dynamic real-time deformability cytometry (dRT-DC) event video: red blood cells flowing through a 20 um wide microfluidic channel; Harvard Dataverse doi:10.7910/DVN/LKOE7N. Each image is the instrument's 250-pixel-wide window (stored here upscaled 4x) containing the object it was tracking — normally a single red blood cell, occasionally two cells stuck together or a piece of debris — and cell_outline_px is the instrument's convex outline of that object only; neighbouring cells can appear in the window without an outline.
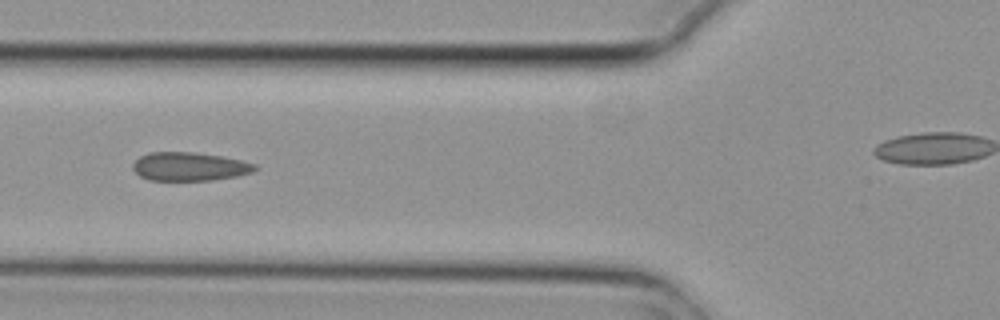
{"species": "common noctule bat (a hibernating species)", "species_latin": "Nyctalus noctula", "temperature_condition": "cold", "stored_images_in_passage": 7, "camera_frame_rate_fps": 3000, "um_per_image_px": 0.085, "animal": {"sex": "female", "body_mass_g": 29.2, "forearm_length_mm": 56.3}, "frame": {"image": 1, "passage_image": 5, "time_ms": 1.333, "image_size_px": [1000, 320], "cell_outline_px": [[256, 168], [252, 172], [236, 176], [212, 180], [148, 180], [140, 176], [132, 168], [132, 164], [140, 156], [148, 152], [192, 152], [220, 156], [240, 160], [256, 164]], "centroid_in_image_um": [16.07, 14.15], "position_along_channel_um": 109.7, "area_um2": 20.17}}
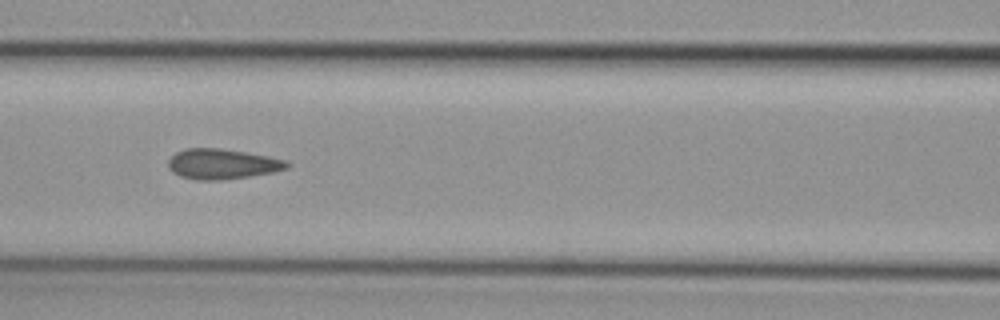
{"frame": {"image": 2, "passage_image": 6, "time_ms": 1.667, "image_size_px": [1000, 320], "cell_outline_px": [[292, 164], [288, 168], [272, 172], [248, 176], [220, 180], [196, 180], [180, 176], [172, 172], [168, 168], [168, 160], [176, 152], [184, 148], [220, 148], [268, 156], [288, 160]], "centroid_in_image_um": [18.88, 13.93], "position_along_channel_um": 147.7, "area_um2": 20.98}}
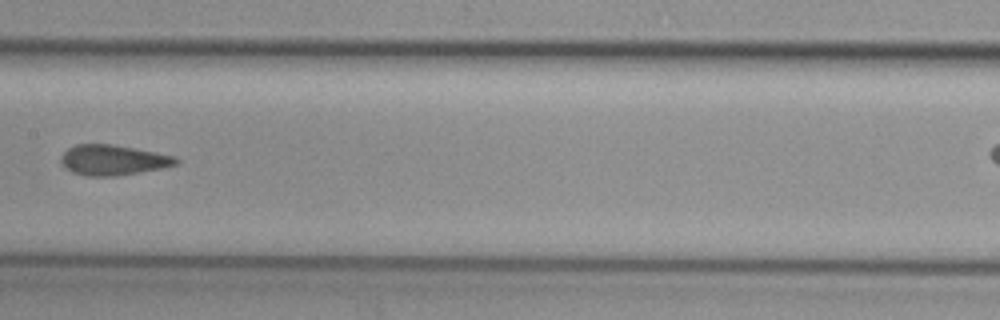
{"frame": {"image": 3, "passage_image": 7, "time_ms": 2.0, "image_size_px": [1000, 320], "cell_outline_px": [[180, 164], [164, 168], [116, 176], [88, 176], [72, 172], [60, 160], [60, 156], [68, 148], [76, 144], [112, 144], [156, 152], [176, 156], [180, 160]], "centroid_in_image_um": [9.67, 13.6], "position_along_channel_um": 197.7, "area_um2": 20.4}}